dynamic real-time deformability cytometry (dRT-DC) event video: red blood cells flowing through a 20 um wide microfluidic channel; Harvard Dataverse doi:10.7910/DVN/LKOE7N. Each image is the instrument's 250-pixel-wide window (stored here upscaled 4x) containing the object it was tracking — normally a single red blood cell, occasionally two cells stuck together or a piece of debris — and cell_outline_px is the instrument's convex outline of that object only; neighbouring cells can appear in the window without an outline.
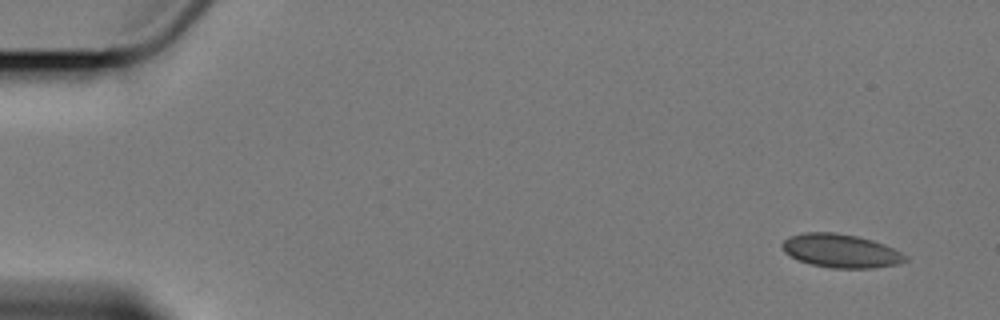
{"species": "Egyptian fruit bat (a non-hibernating species)", "species_latin": "Rousettus aegyptiacus", "temperature_condition": "cold", "stored_images_in_passage": 4, "camera_frame_rate_fps": 3000, "um_per_image_px": 0.085, "animal": {"sex": "female"}, "frame": {"image": 1, "passage_image": 1, "time_ms": 0.0, "image_size_px": [1000, 320], "cell_outline_px": [[908, 260], [896, 264], [872, 268], [832, 268], [812, 264], [800, 260], [784, 252], [780, 244], [788, 236], [804, 232], [836, 232], [856, 236], [872, 240], [884, 244], [908, 256]], "centroid_in_image_um": [71.45, 21.31], "position_along_channel_um": 13.5, "area_um2": 23.99}}
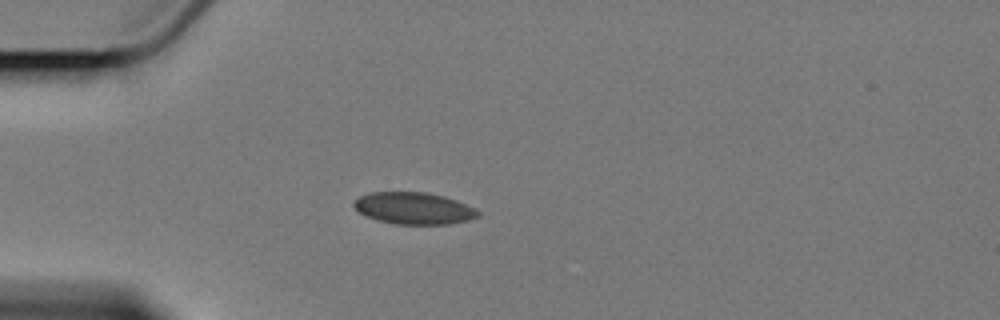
{"frame": {"image": 2, "passage_image": 4, "time_ms": 4.333, "image_size_px": [1000, 320], "cell_outline_px": [[480, 216], [468, 220], [448, 224], [396, 224], [376, 220], [360, 212], [352, 204], [360, 196], [368, 192], [424, 192], [444, 196], [456, 200], [480, 212]], "centroid_in_image_um": [35.16, 17.7], "position_along_channel_um": 49.8, "area_um2": 22.83}}